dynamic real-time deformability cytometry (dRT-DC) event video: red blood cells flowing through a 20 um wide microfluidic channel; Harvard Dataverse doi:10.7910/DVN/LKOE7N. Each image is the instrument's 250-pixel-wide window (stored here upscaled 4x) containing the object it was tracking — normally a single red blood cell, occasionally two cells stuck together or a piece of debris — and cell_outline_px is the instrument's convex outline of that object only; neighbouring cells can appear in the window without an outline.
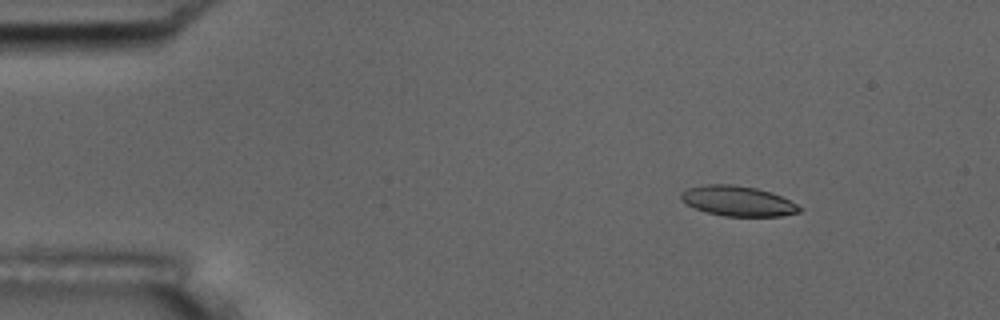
{"species": "common noctule bat (a hibernating species)", "species_latin": "Nyctalus noctula", "temperature_condition": "room temperature", "stored_images_in_passage": 51, "camera_frame_rate_fps": 3000, "um_per_image_px": 0.085, "animal": {"sex": "male", "body_mass_g": 17.5, "forearm_length_mm": 52.3}, "frame": {"image": 1, "passage_image": 2, "time_ms": 0.333, "image_size_px": [1000, 320], "cell_outline_px": [[804, 208], [800, 212], [780, 216], [724, 216], [708, 212], [696, 208], [680, 200], [680, 192], [688, 188], [704, 184], [732, 184], [756, 188], [780, 196]], "centroid_in_image_um": [62.7, 17.08], "position_along_channel_um": 22.3, "area_um2": 20.63}}
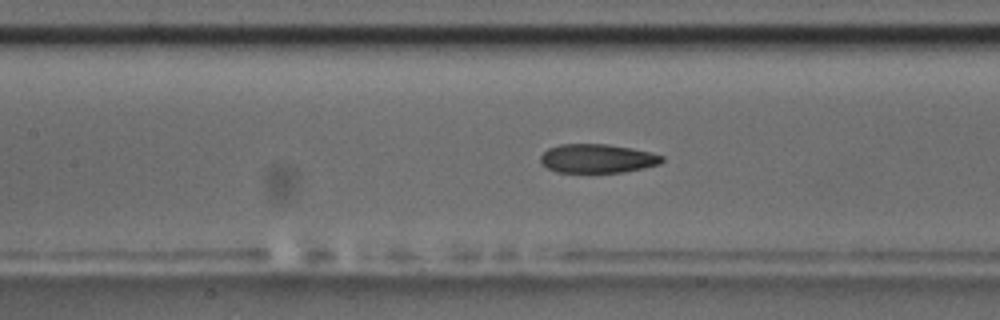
{"frame": {"image": 2, "passage_image": 20, "time_ms": 6.333, "image_size_px": [1000, 320], "cell_outline_px": [[664, 160], [660, 164], [644, 168], [624, 172], [556, 172], [540, 164], [540, 156], [548, 148], [560, 144], [608, 144], [632, 148], [652, 152], [664, 156]], "centroid_in_image_um": [50.79, 13.47], "position_along_channel_um": 156.6, "area_um2": 20.63}}
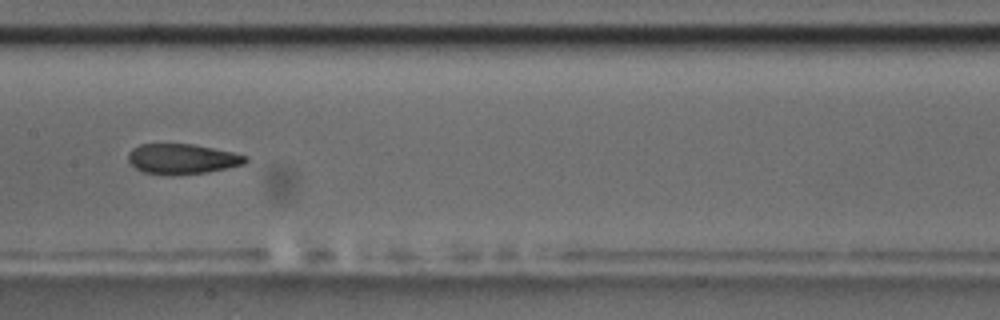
{"frame": {"image": 3, "passage_image": 23, "time_ms": 7.333, "image_size_px": [1000, 320], "cell_outline_px": [[248, 160], [244, 164], [208, 172], [172, 176], [144, 172], [136, 168], [128, 160], [128, 152], [132, 148], [140, 144], [192, 144], [232, 152], [248, 156]], "centroid_in_image_um": [15.48, 13.51], "position_along_channel_um": 191.9, "area_um2": 20.69}, "authors_computed_cell_mechanics": {"area_um2": 21.675, "velocity_mm_per_s": 3.5644, "shape_relaxation_time_tau1_ms": 9.4192, "shape_relaxation_time_tau2_ms": 2.3812, "deformation_change_tau1": 0.2307, "deformation_change_tau2": 0.0812}}